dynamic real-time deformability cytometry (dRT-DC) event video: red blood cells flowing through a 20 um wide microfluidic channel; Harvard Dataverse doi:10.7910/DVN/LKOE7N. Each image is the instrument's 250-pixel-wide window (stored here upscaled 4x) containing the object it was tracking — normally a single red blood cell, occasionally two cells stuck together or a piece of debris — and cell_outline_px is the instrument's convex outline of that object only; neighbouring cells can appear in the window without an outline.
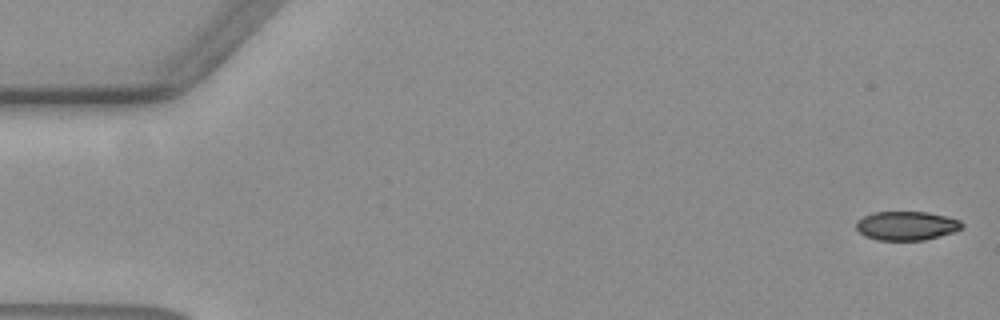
{"species": "common noctule bat (a hibernating species)", "species_latin": "Nyctalus noctula", "temperature_condition": "warm", "stored_images_in_passage": 4, "camera_frame_rate_fps": 3000, "um_per_image_px": 0.085, "animal": {"sex": "female", "body_mass_g": 19.3, "forearm_length_mm": 54.1}, "frame": {"image": 1, "passage_image": 2, "time_ms": 0.333, "image_size_px": [1000, 320], "cell_outline_px": [[964, 228], [956, 232], [924, 240], [876, 240], [864, 236], [856, 228], [856, 220], [864, 216], [876, 212], [928, 212], [960, 220], [964, 224]], "centroid_in_image_um": [77.08, 19.19], "position_along_channel_um": 7.9, "area_um2": 17.98}}